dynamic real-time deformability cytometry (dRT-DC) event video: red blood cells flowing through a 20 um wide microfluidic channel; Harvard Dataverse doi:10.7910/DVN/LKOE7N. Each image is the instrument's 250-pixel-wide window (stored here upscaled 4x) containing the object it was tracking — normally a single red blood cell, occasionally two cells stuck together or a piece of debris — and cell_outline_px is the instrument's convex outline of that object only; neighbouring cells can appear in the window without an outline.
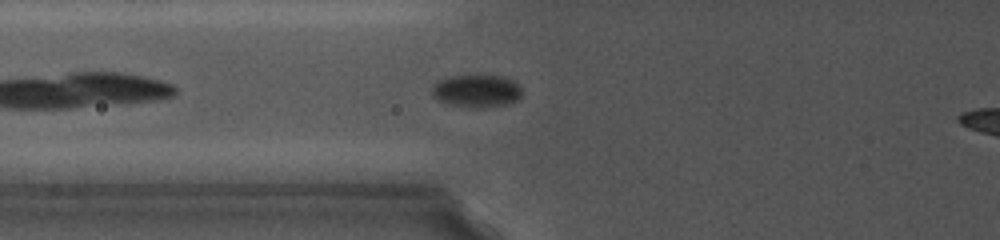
{"species": "common noctule bat (a hibernating species)", "species_latin": "Nyctalus noctula", "temperature_condition": "cold", "stored_images_in_passage": 7, "camera_frame_rate_fps": 5000, "um_per_image_px": 0.085, "animal": {"sex": "female", "body_mass_g": 19.0, "forearm_length_mm": 56.7}, "frame": {"image": 1, "passage_image": 2, "time_ms": 0.4, "image_size_px": [1000, 240], "cell_outline_px": [[520, 96], [516, 100], [504, 104], [476, 108], [452, 104], [440, 100], [432, 96], [432, 84], [444, 76], [500, 76], [512, 80], [520, 88]], "centroid_in_image_um": [40.44, 7.71], "position_along_channel_um": 85.4, "area_um2": 16.7}}